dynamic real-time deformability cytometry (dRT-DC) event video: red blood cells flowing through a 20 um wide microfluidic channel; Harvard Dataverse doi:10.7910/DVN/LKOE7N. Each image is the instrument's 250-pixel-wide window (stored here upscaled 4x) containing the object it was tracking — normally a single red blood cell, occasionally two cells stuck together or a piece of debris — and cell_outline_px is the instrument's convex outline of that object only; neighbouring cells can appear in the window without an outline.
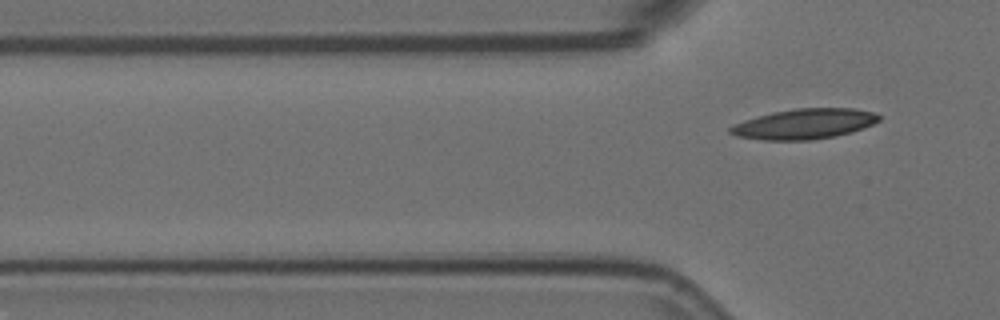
{"species": "Egyptian fruit bat (a non-hibernating species)", "species_latin": "Rousettus aegyptiacus", "temperature_condition": "room temperature", "stored_images_in_passage": 5, "camera_frame_rate_fps": 3000, "um_per_image_px": 0.085, "animal": {"sex": "female"}, "frame": {"image": 1, "passage_image": 5, "time_ms": 1.333, "image_size_px": [1000, 320], "cell_outline_px": [[880, 120], [864, 128], [852, 132], [836, 136], [812, 140], [764, 140], [736, 136], [728, 132], [728, 128], [744, 120], [756, 116], [772, 112], [796, 108], [852, 108], [876, 112], [880, 116]], "centroid_in_image_um": [68.38, 10.53], "position_along_channel_um": 57.4, "area_um2": 26.36}}